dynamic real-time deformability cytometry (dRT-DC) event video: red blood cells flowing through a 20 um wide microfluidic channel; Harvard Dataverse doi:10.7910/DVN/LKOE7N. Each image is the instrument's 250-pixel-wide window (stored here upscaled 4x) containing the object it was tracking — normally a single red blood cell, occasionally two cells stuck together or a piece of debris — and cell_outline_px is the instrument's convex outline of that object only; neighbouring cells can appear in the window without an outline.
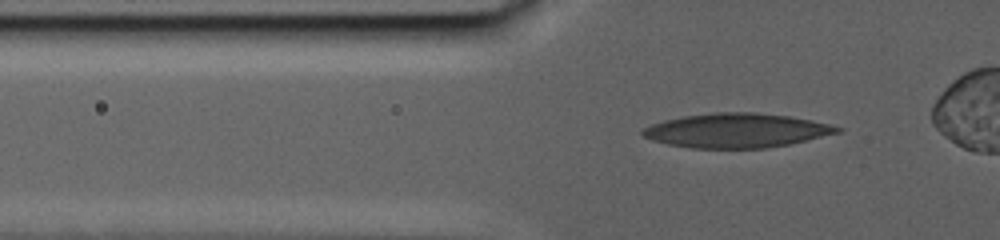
{"species": "human", "species_latin": "Homo sapiens", "temperature_condition": "warm", "stored_images_in_passage": 86, "camera_frame_rate_fps": 3000, "um_per_image_px": 0.085, "donor": {"sex": "male"}, "frame": {"image": 1, "passage_image": 31, "time_ms": 10.0, "image_size_px": [1000, 240], "cell_outline_px": [[844, 128], [840, 132], [788, 144], [764, 148], [692, 148], [668, 144], [652, 140], [644, 136], [640, 132], [644, 128], [652, 124], [664, 120], [684, 116], [712, 112], [756, 112], [788, 116], [828, 124]], "centroid_in_image_um": [62.57, 11.09], "position_along_channel_um": 63.2, "area_um2": 38.55}}
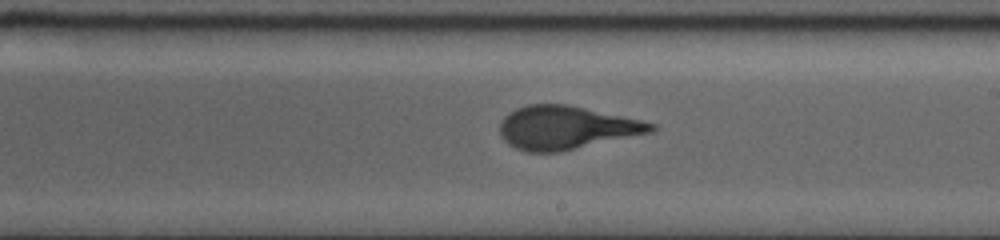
{"frame": {"image": 2, "passage_image": 57, "time_ms": 18.667, "image_size_px": [1000, 240], "cell_outline_px": [[656, 128], [652, 132], [560, 152], [528, 152], [516, 148], [508, 144], [500, 136], [500, 120], [508, 112], [516, 108], [528, 104], [568, 104], [640, 120], [656, 124]], "centroid_in_image_um": [48.08, 10.85], "position_along_channel_um": 240.9, "area_um2": 38.15}}
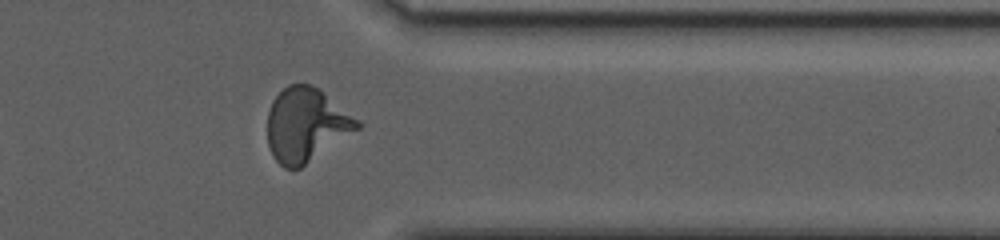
{"frame": {"image": 3, "passage_image": 77, "time_ms": 25.333, "image_size_px": [1000, 240], "cell_outline_px": [[360, 128], [300, 168], [284, 168], [276, 160], [268, 144], [268, 112], [272, 100], [288, 84], [308, 84], [320, 88], [360, 120]], "centroid_in_image_um": [26.03, 10.59], "position_along_channel_um": 385.4, "area_um2": 38.49}}